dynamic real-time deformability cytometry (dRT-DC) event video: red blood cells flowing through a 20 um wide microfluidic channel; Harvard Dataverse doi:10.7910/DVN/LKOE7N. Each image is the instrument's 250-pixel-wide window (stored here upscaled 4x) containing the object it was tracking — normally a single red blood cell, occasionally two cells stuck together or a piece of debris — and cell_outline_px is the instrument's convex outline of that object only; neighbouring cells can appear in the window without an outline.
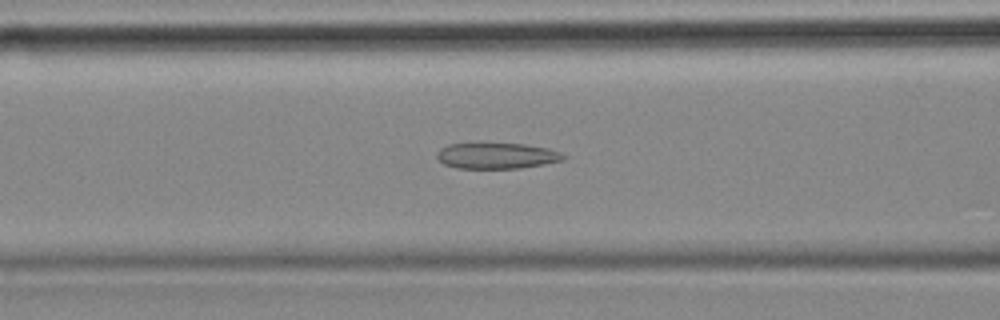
{"species": "common noctule bat (a hibernating species)", "species_latin": "Nyctalus noctula", "temperature_condition": "cold", "stored_images_in_passage": 42, "camera_frame_rate_fps": 3000, "um_per_image_px": 0.085, "animal": {"sex": "female", "body_mass_g": 18.4}, "frame": {"image": 1, "passage_image": 8, "time_ms": 2.333, "image_size_px": [1000, 320], "cell_outline_px": [[568, 156], [564, 160], [544, 164], [520, 168], [456, 168], [444, 164], [436, 156], [436, 152], [440, 148], [448, 144], [524, 144], [548, 148], [560, 152]], "centroid_in_image_um": [42.24, 13.24], "position_along_channel_um": 124.4, "area_um2": 19.02}}
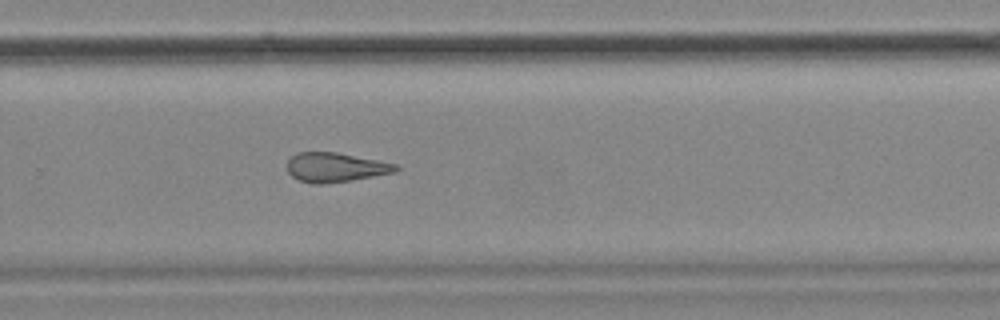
{"frame": {"image": 2, "passage_image": 23, "time_ms": 7.333, "image_size_px": [1000, 320], "cell_outline_px": [[400, 168], [396, 172], [352, 180], [320, 184], [316, 184], [300, 180], [292, 176], [288, 172], [288, 160], [296, 152], [336, 152], [400, 164]], "centroid_in_image_um": [28.56, 14.21], "position_along_channel_um": 301.2, "area_um2": 18.61}}
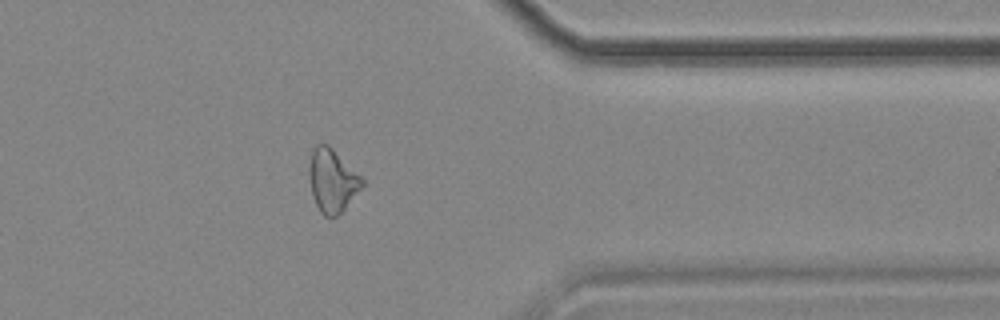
{"frame": {"image": 3, "passage_image": 31, "time_ms": 10.0, "image_size_px": [1000, 320], "cell_outline_px": [[364, 184], [344, 208], [332, 220], [324, 216], [320, 212], [312, 196], [308, 176], [308, 168], [312, 148], [316, 144], [328, 144], [364, 180]], "centroid_in_image_um": [28.19, 15.36], "position_along_channel_um": 383.2, "area_um2": 19.42}, "authors_computed_cell_mechanics": {"area_um2": 19.5075, "velocity_mm_per_s": 3.5501, "shape_relaxation_time_tau1_ms": null, "shape_relaxation_time_tau2_ms": 4.7608, "deformation_change_tau1": null, "deformation_change_tau2": 0.1421}}